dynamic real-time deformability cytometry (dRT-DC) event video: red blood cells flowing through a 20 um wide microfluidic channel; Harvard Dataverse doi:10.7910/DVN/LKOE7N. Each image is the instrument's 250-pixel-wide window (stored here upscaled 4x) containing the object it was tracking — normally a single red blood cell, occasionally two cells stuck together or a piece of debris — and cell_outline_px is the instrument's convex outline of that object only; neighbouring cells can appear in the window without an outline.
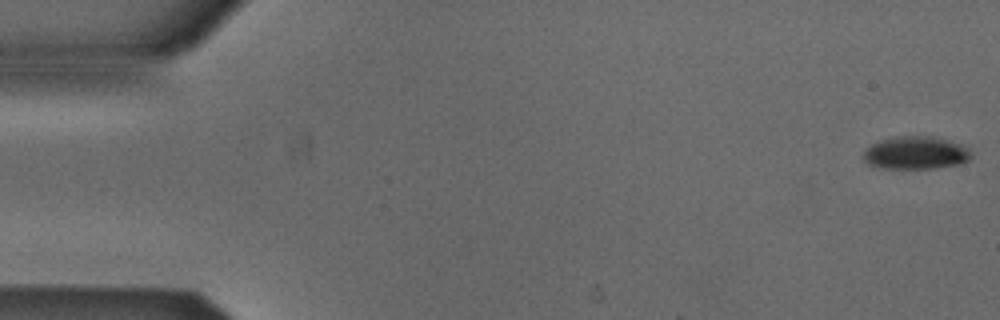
{"species": "Egyptian fruit bat (a non-hibernating species)", "species_latin": "Rousettus aegyptiacus", "temperature_condition": "cold", "stored_images_in_passage": 6, "segment_of_instrument_passage": [1, 2], "camera_frame_rate_fps": 3000, "um_per_image_px": 0.085, "animal": {"sex": "male"}, "frame": {"image": 1, "passage_image": 1, "time_ms": 0.0, "image_size_px": [1000, 320], "cell_outline_px": [[972, 156], [968, 160], [960, 164], [936, 168], [880, 168], [868, 164], [864, 160], [864, 152], [872, 144], [880, 140], [896, 136], [932, 136], [964, 144], [972, 152]], "centroid_in_image_um": [77.88, 12.99], "position_along_channel_um": 7.1, "area_um2": 20.75}}
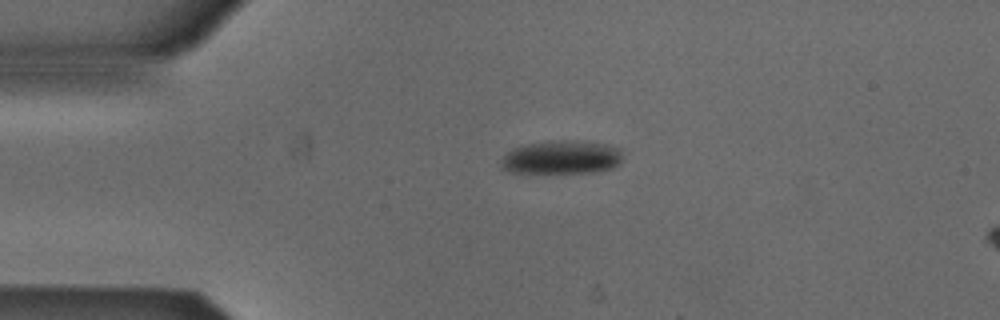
{"frame": {"image": 2, "passage_image": 4, "time_ms": 1.0, "image_size_px": [1000, 320], "cell_outline_px": [[624, 156], [620, 164], [612, 168], [592, 172], [524, 176], [508, 172], [500, 168], [500, 160], [512, 148], [528, 144], [560, 140], [572, 140], [608, 144], [624, 148]], "centroid_in_image_um": [47.71, 13.43], "position_along_channel_um": 37.3, "area_um2": 25.2}}